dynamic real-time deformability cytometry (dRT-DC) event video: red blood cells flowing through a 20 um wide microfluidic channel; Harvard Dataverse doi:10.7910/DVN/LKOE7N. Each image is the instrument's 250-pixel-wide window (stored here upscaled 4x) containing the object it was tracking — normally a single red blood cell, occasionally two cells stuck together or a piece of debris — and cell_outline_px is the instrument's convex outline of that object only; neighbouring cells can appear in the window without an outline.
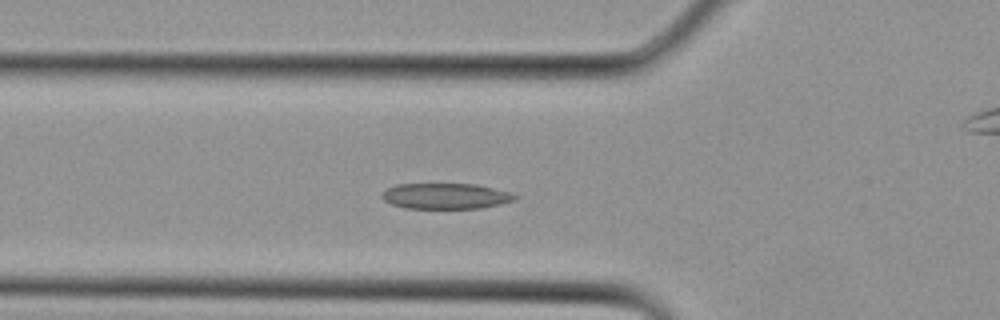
{"species": "Egyptian fruit bat (a non-hibernating species)", "species_latin": "Rousettus aegyptiacus", "temperature_condition": "cold", "stored_images_in_passage": 14, "camera_frame_rate_fps": 3000, "um_per_image_px": 0.085, "animal": {"sex": "female"}, "frame": {"image": 1, "passage_image": 4, "time_ms": 1.0, "image_size_px": [1000, 320], "cell_outline_px": [[516, 200], [500, 204], [480, 208], [404, 208], [392, 204], [384, 200], [380, 196], [388, 188], [396, 184], [476, 184], [512, 192], [516, 196]], "centroid_in_image_um": [37.9, 16.66], "position_along_channel_um": 87.9, "area_um2": 19.88}}
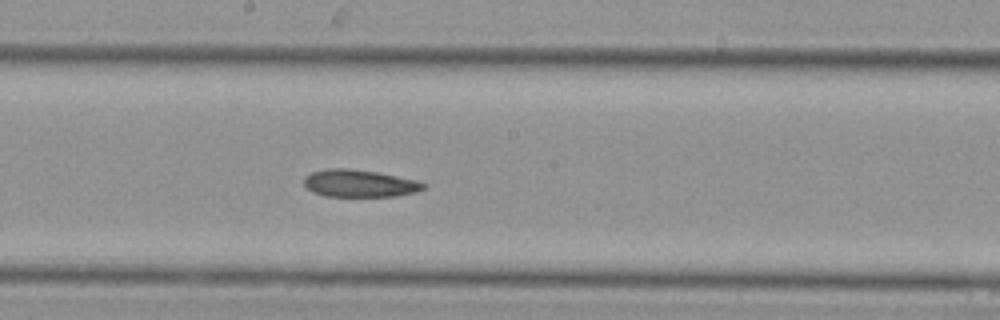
{"frame": {"image": 2, "passage_image": 10, "time_ms": 3.0, "image_size_px": [1000, 320], "cell_outline_px": [[428, 184], [424, 188], [416, 192], [396, 196], [324, 196], [312, 192], [304, 184], [304, 176], [312, 172], [328, 168], [348, 168], [376, 172], [416, 180]], "centroid_in_image_um": [30.54, 15.59], "position_along_channel_um": 217.7, "area_um2": 19.02}}
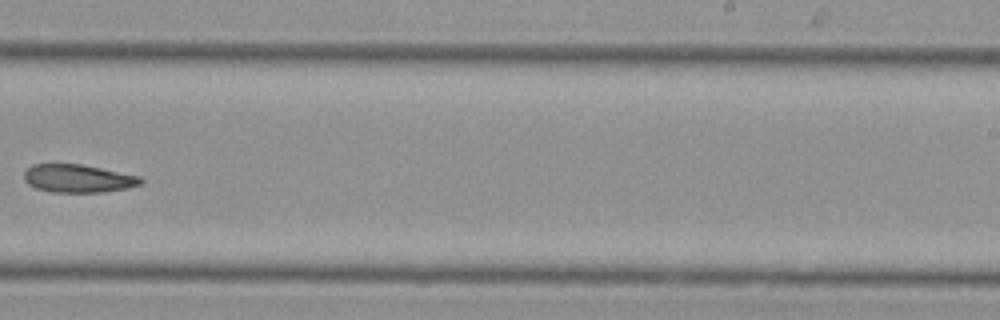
{"frame": {"image": 3, "passage_image": 13, "time_ms": 4.0, "image_size_px": [1000, 320], "cell_outline_px": [[144, 180], [140, 184], [128, 188], [100, 192], [52, 192], [36, 188], [28, 184], [24, 180], [24, 172], [32, 164], [80, 164], [140, 176]], "centroid_in_image_um": [6.62, 15.17], "position_along_channel_um": 282.4, "area_um2": 18.96}}